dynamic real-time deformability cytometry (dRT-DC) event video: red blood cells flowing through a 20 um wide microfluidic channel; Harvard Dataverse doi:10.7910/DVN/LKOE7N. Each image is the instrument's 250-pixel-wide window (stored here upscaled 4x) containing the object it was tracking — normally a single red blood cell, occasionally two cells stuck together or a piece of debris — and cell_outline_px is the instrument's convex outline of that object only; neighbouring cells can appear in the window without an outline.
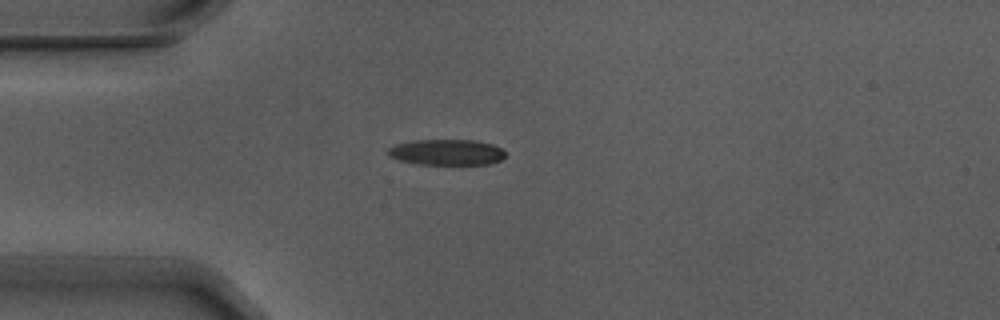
{"species": "Egyptian fruit bat (a non-hibernating species)", "species_latin": "Rousettus aegyptiacus", "temperature_condition": "warm", "stored_images_in_passage": 5, "camera_frame_rate_fps": 3000, "um_per_image_px": 0.085, "animal": {"sex": "male"}, "frame": {"image": 1, "passage_image": 4, "time_ms": 1.0, "image_size_px": [1000, 320], "cell_outline_px": [[504, 156], [500, 160], [488, 164], [416, 164], [400, 160], [388, 156], [388, 148], [396, 144], [412, 140], [476, 140], [492, 144], [500, 148], [504, 152]], "centroid_in_image_um": [37.93, 12.93], "position_along_channel_um": 47.1, "area_um2": 17.57}}